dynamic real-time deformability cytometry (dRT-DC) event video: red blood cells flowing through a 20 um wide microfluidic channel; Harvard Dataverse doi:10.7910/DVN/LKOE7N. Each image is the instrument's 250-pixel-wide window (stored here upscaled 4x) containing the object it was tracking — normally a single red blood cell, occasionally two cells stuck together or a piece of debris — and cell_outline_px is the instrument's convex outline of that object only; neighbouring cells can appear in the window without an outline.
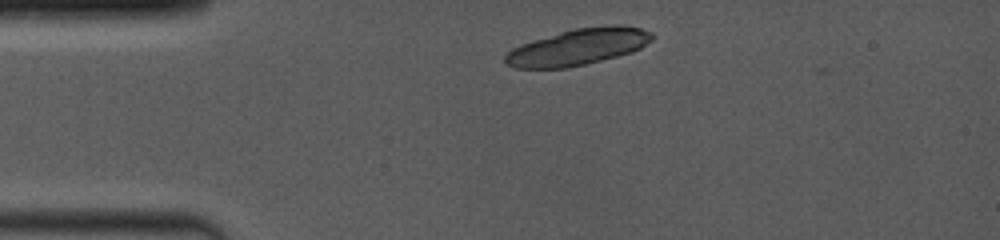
{"species": "common noctule bat (a hibernating species)", "species_latin": "Nyctalus noctula", "temperature_condition": "room temperature", "stored_images_in_passage": 4, "camera_frame_rate_fps": 4000, "um_per_image_px": 0.085, "animal": {"sex": "female", "body_mass_g": 19.0, "forearm_length_mm": 53.3}, "frame": {"image": 1, "passage_image": 1, "time_ms": 0.0, "image_size_px": [1000, 240], "cell_outline_px": [[652, 40], [640, 48], [632, 52], [568, 68], [516, 68], [508, 64], [504, 60], [504, 56], [512, 48], [520, 44], [572, 28], [608, 24], [624, 24], [640, 28], [652, 32]], "centroid_in_image_um": [49.15, 3.96], "position_along_channel_um": 35.8, "area_um2": 31.27}}